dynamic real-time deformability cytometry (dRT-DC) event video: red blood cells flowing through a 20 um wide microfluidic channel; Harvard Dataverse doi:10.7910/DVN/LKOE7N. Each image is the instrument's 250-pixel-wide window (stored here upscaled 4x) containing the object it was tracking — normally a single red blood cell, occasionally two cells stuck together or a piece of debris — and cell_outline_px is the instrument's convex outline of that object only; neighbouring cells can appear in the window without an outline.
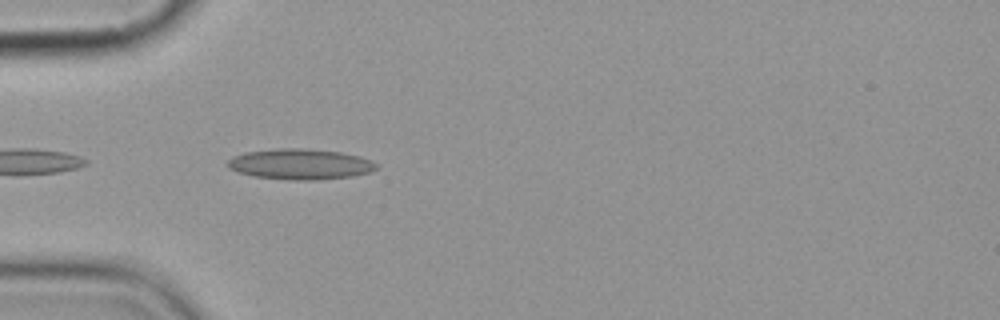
{"species": "common noctule bat (a hibernating species)", "species_latin": "Nyctalus noctula", "temperature_condition": "cold", "stored_images_in_passage": 4, "camera_frame_rate_fps": 3000, "um_per_image_px": 0.085, "animal": {"sex": "female", "body_mass_g": 19.9}, "frame": {"image": 1, "passage_image": 2, "time_ms": 1.0, "image_size_px": [1000, 320], "cell_outline_px": [[376, 168], [368, 172], [352, 176], [316, 180], [292, 180], [252, 176], [228, 168], [228, 160], [232, 156], [244, 152], [276, 148], [300, 148], [340, 152], [360, 156], [372, 160], [376, 164]], "centroid_in_image_um": [25.49, 13.95], "position_along_channel_um": 59.5, "area_um2": 26.47}}
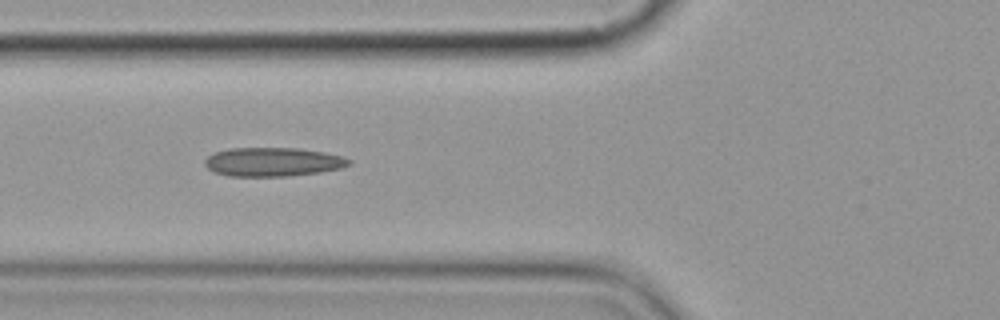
{"frame": {"image": 2, "passage_image": 3, "time_ms": 2.333, "image_size_px": [1000, 320], "cell_outline_px": [[352, 164], [340, 168], [320, 172], [288, 176], [228, 176], [216, 172], [208, 168], [204, 164], [204, 160], [208, 156], [216, 152], [228, 148], [300, 148], [324, 152], [344, 156], [352, 160]], "centroid_in_image_um": [23.23, 13.76], "position_along_channel_um": 102.6, "area_um2": 24.33}}
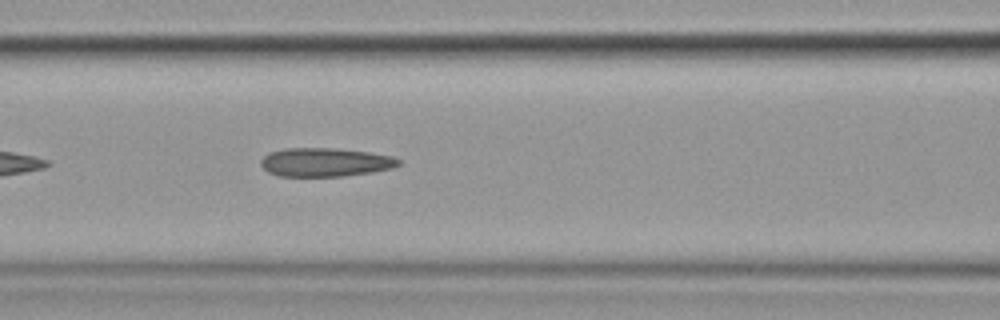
{"frame": {"image": 3, "passage_image": 4, "time_ms": 3.333, "image_size_px": [1000, 320], "cell_outline_px": [[400, 164], [392, 168], [372, 172], [344, 176], [280, 176], [268, 172], [260, 164], [260, 160], [268, 152], [284, 148], [336, 148], [368, 152], [392, 156], [400, 160]], "centroid_in_image_um": [27.62, 13.78], "position_along_channel_um": 139.0, "area_um2": 23.06}}